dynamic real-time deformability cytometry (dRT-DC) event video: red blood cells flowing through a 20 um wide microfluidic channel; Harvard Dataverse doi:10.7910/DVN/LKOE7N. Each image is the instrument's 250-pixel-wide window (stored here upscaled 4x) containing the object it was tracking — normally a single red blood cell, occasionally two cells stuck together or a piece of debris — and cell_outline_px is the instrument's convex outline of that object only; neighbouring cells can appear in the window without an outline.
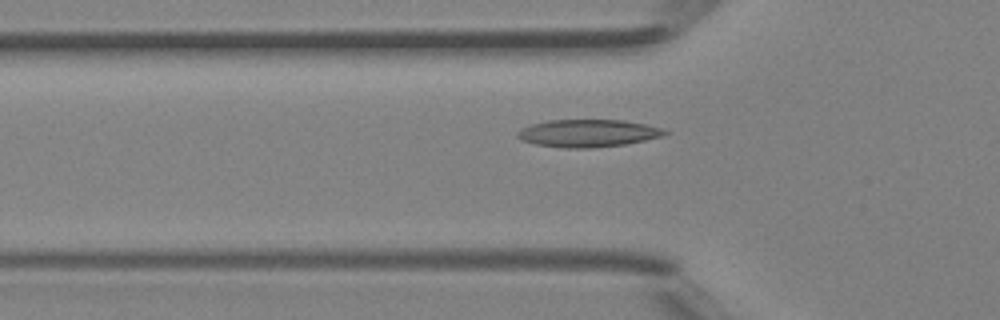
{"species": "Egyptian fruit bat (a non-hibernating species)", "species_latin": "Rousettus aegyptiacus", "temperature_condition": "room temperature", "stored_images_in_passage": 43, "camera_frame_rate_fps": 3000, "um_per_image_px": 0.085, "animal": {"sex": "female"}, "frame": {"image": 1, "passage_image": 15, "time_ms": 4.667, "image_size_px": [1000, 320], "cell_outline_px": [[668, 132], [664, 136], [624, 144], [592, 148], [564, 148], [536, 144], [520, 140], [516, 136], [516, 132], [520, 128], [532, 124], [548, 120], [624, 120], [664, 128]], "centroid_in_image_um": [49.95, 11.32], "position_along_channel_um": 75.8, "area_um2": 23.7}}
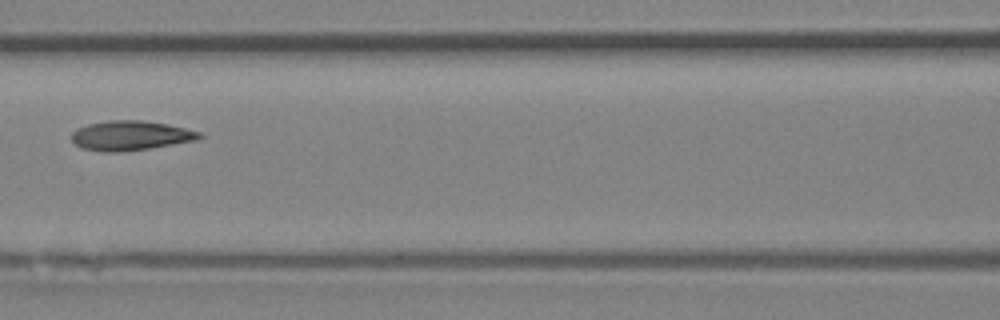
{"frame": {"image": 2, "passage_image": 20, "time_ms": 6.333, "image_size_px": [1000, 320], "cell_outline_px": [[204, 136], [196, 140], [148, 148], [116, 152], [104, 152], [80, 148], [72, 140], [72, 132], [76, 128], [88, 124], [108, 120], [140, 120], [168, 124], [200, 132]], "centroid_in_image_um": [11.06, 11.51], "position_along_channel_um": 155.5, "area_um2": 21.91}}
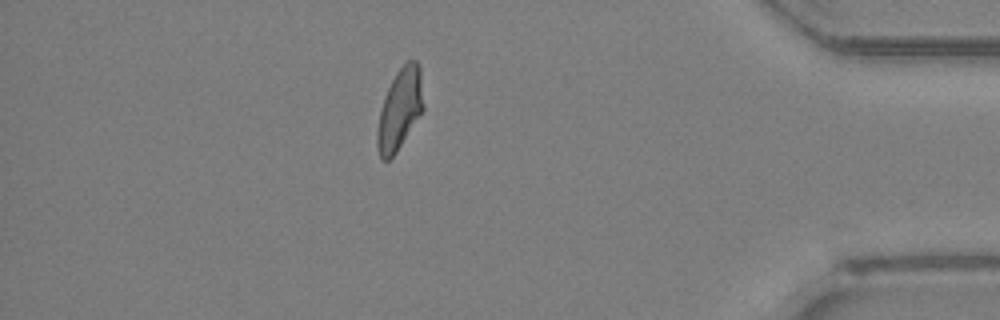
{"frame": {"image": 3, "passage_image": 38, "time_ms": 12.333, "image_size_px": [1000, 320], "cell_outline_px": [[424, 108], [396, 152], [388, 160], [380, 160], [376, 144], [376, 132], [380, 112], [384, 96], [396, 72], [408, 60], [416, 60], [420, 68], [424, 104]], "centroid_in_image_um": [33.97, 9.29], "position_along_channel_um": 401.2, "area_um2": 21.62}}